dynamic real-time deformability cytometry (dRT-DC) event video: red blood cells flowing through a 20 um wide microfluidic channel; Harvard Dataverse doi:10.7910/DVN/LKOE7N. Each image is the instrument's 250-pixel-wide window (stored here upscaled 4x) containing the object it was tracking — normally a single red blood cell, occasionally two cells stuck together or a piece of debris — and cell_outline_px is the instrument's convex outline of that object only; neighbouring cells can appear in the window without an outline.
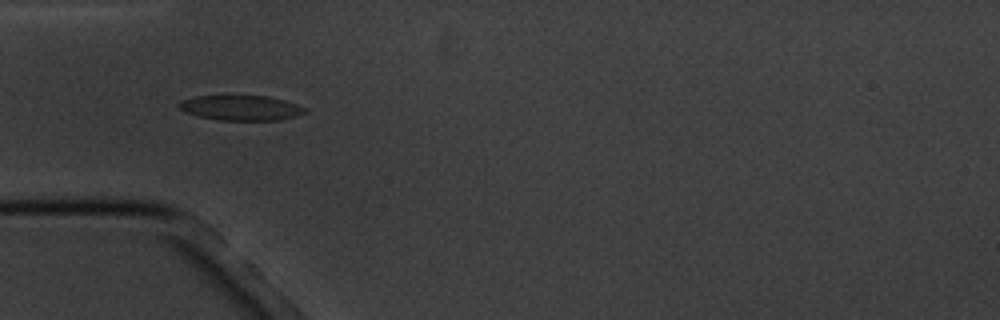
{"species": "common noctule bat (a hibernating species)", "species_latin": "Nyctalus noctula", "temperature_condition": "cold", "stored_images_in_passage": 9, "camera_frame_rate_fps": 3000, "um_per_image_px": 0.085, "animal": {"sex": "male", "body_mass_g": 20.1, "forearm_length_mm": 53.5}, "frame": {"image": 1, "passage_image": 6, "time_ms": 5.667, "image_size_px": [1000, 320], "cell_outline_px": [[308, 112], [296, 116], [280, 120], [220, 120], [196, 116], [184, 112], [176, 104], [180, 100], [196, 96], [268, 96], [284, 100], [308, 108]], "centroid_in_image_um": [20.47, 9.17], "position_along_channel_um": 64.5, "area_um2": 18.55}}
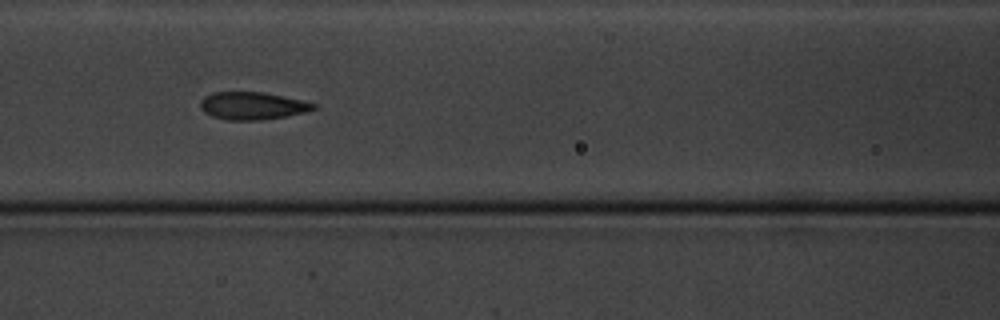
{"frame": {"image": 2, "passage_image": 8, "time_ms": 8.0, "image_size_px": [1000, 320], "cell_outline_px": [[316, 108], [308, 112], [288, 116], [260, 120], [228, 120], [212, 116], [204, 112], [200, 108], [200, 100], [204, 96], [212, 92], [264, 92], [300, 100], [316, 104]], "centroid_in_image_um": [21.44, 8.99], "position_along_channel_um": 145.2, "area_um2": 18.26}}
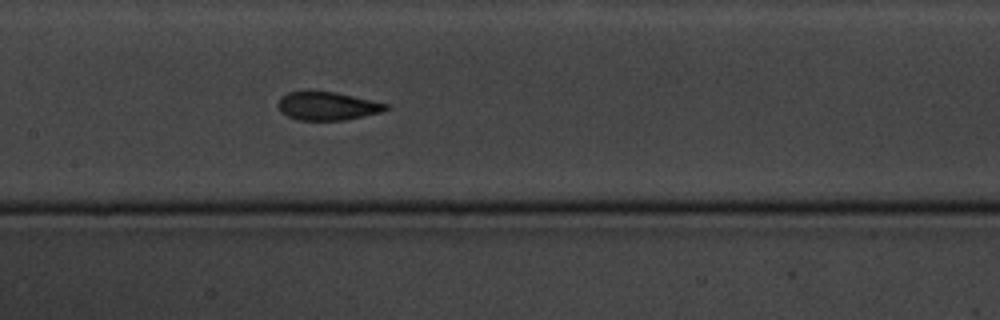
{"frame": {"image": 3, "passage_image": 9, "time_ms": 9.0, "image_size_px": [1000, 320], "cell_outline_px": [[392, 108], [384, 112], [344, 120], [296, 120], [280, 112], [280, 96], [288, 92], [304, 88], [308, 88], [336, 92], [388, 104]], "centroid_in_image_um": [27.82, 8.97], "position_along_channel_um": 179.6, "area_um2": 18.44}}